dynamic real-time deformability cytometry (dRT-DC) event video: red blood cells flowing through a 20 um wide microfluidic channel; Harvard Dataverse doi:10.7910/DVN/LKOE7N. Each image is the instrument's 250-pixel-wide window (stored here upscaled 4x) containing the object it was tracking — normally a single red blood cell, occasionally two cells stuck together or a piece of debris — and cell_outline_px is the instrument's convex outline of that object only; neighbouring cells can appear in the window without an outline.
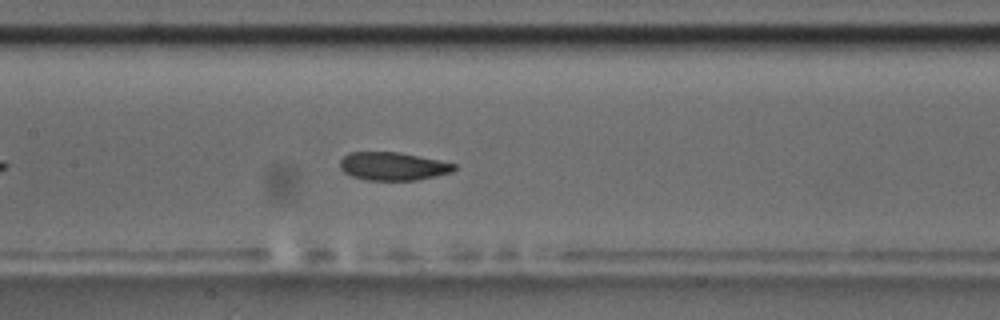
{"species": "common noctule bat (a hibernating species)", "species_latin": "Nyctalus noctula", "temperature_condition": "room temperature", "stored_images_in_passage": 32, "camera_frame_rate_fps": 3000, "um_per_image_px": 0.085, "animal": {"sex": "male", "body_mass_g": 17.5, "forearm_length_mm": 52.3}, "frame": {"image": 1, "passage_image": 14, "time_ms": 4.333, "image_size_px": [1000, 320], "cell_outline_px": [[456, 168], [452, 172], [436, 176], [416, 180], [368, 180], [352, 176], [344, 172], [340, 168], [340, 160], [348, 152], [400, 152], [456, 164]], "centroid_in_image_um": [33.39, 14.13], "position_along_channel_um": 174.0, "area_um2": 18.67}, "authors_computed_cell_mechanics": {"area_um2": 19.4786, "velocity_mm_per_s": 3.693, "shape_relaxation_time_tau1_ms": 5.0448, "shape_relaxation_time_tau2_ms": 1.9693, "deformation_change_tau1": 0.1227, "deformation_change_tau2": 0.0775}}